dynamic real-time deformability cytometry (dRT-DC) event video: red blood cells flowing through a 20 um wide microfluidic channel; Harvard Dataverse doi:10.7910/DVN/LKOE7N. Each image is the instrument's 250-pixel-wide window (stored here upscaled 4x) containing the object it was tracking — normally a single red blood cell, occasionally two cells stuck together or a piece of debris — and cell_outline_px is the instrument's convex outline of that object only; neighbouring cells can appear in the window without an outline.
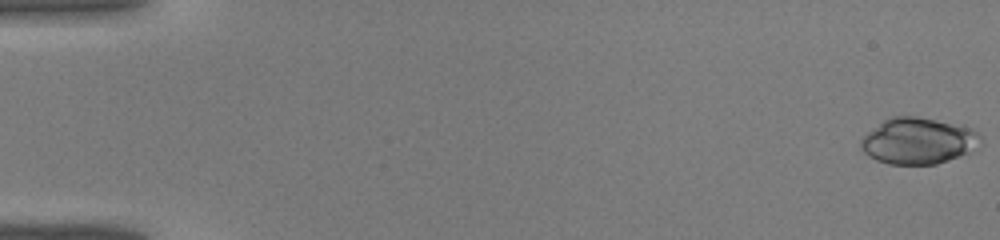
{"species": "common noctule bat (a hibernating species)", "species_latin": "Nyctalus noctula", "temperature_condition": "warm", "stored_images_in_passage": 43, "camera_frame_rate_fps": 3000, "um_per_image_px": 0.085, "animal": {"sex": "male", "body_mass_g": 19.0, "forearm_length_mm": 50.8}, "frame": {"image": 1, "passage_image": 1, "time_ms": 0.0, "image_size_px": [1000, 240], "cell_outline_px": [[980, 148], [948, 160], [936, 164], [888, 164], [876, 160], [868, 156], [860, 148], [860, 140], [868, 132], [884, 120], [892, 116], [916, 116], [936, 120], [972, 128], [980, 136]], "centroid_in_image_um": [78.04, 11.98], "position_along_channel_um": 7.0, "area_um2": 32.19}}
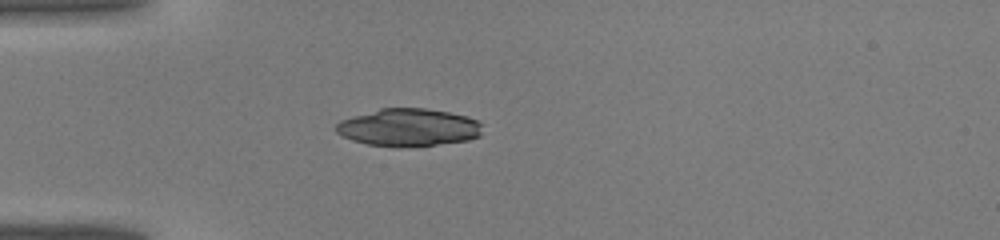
{"frame": {"image": 2, "passage_image": 13, "time_ms": 4.0, "image_size_px": [1000, 240], "cell_outline_px": [[480, 136], [468, 140], [436, 144], [400, 148], [368, 144], [352, 140], [336, 132], [336, 124], [340, 120], [352, 116], [380, 108], [424, 108], [448, 112], [468, 116], [476, 120], [480, 124]], "centroid_in_image_um": [34.7, 10.83], "position_along_channel_um": 50.3, "area_um2": 32.02}}